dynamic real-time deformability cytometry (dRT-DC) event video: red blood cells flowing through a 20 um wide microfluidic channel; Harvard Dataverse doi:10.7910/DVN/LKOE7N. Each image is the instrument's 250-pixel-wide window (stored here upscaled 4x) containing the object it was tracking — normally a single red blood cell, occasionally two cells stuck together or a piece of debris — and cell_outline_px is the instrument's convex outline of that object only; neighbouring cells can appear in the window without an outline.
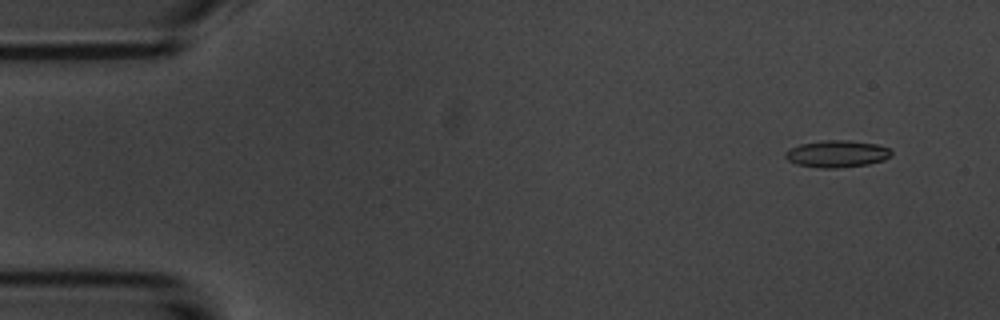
{"species": "common noctule bat (a hibernating species)", "species_latin": "Nyctalus noctula", "temperature_condition": "room temperature", "stored_images_in_passage": 6, "camera_frame_rate_fps": 3000, "um_per_image_px": 0.085, "animal": {"sex": "male", "body_mass_g": 20.1, "forearm_length_mm": 53.5}, "frame": {"image": 1, "passage_image": 2, "time_ms": 1.0, "image_size_px": [1000, 320], "cell_outline_px": [[892, 156], [884, 160], [868, 164], [840, 168], [820, 168], [796, 164], [788, 160], [784, 156], [784, 152], [800, 144], [824, 140], [848, 140], [876, 144], [888, 148], [892, 152]], "centroid_in_image_um": [71.14, 13.08], "position_along_channel_um": 13.9, "area_um2": 16.7}}
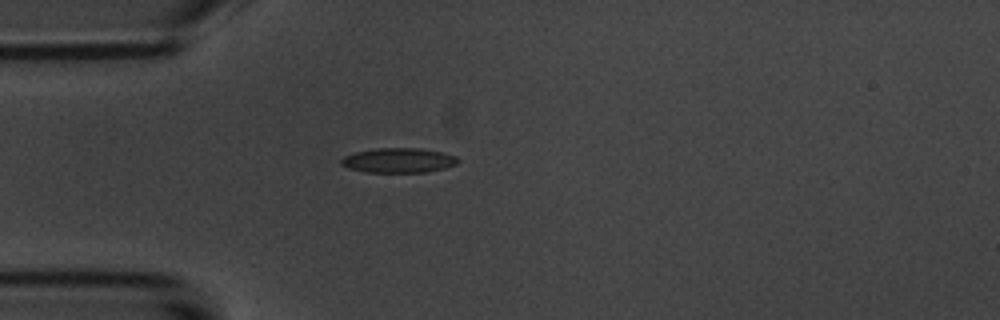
{"frame": {"image": 2, "passage_image": 5, "time_ms": 4.667, "image_size_px": [1000, 320], "cell_outline_px": [[460, 160], [456, 164], [444, 168], [424, 172], [364, 172], [348, 168], [340, 164], [340, 160], [344, 156], [352, 152], [376, 148], [420, 148], [440, 152], [456, 156]], "centroid_in_image_um": [33.82, 13.62], "position_along_channel_um": 51.2, "area_um2": 16.88}}